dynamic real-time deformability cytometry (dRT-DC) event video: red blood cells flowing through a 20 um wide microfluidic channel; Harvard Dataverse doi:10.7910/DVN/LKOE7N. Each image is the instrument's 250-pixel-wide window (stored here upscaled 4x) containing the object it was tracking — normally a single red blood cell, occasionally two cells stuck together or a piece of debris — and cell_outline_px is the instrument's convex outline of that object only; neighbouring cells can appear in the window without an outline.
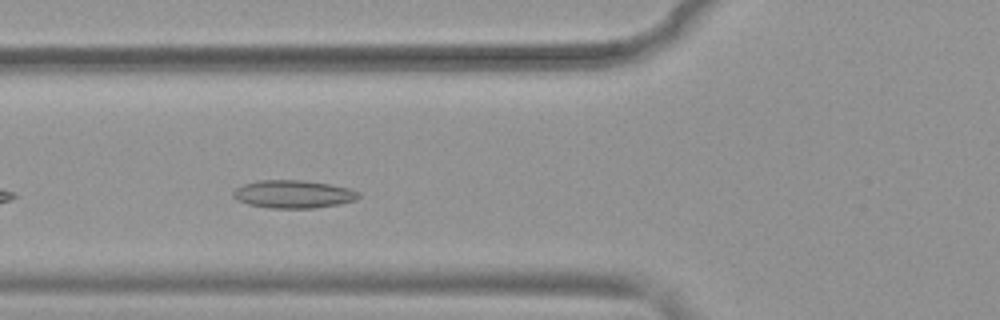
{"species": "common noctule bat (a hibernating species)", "species_latin": "Nyctalus noctula", "temperature_condition": "warm", "stored_images_in_passage": 35, "camera_frame_rate_fps": 3000, "um_per_image_px": 0.085, "animal": {"sex": "female", "body_mass_g": 19.9}, "frame": {"image": 1, "passage_image": 6, "time_ms": 1.667, "image_size_px": [1000, 320], "cell_outline_px": [[360, 196], [356, 200], [340, 204], [312, 208], [272, 208], [248, 204], [236, 200], [232, 196], [232, 192], [236, 188], [244, 184], [256, 180], [304, 180], [352, 188], [360, 192]], "centroid_in_image_um": [24.94, 16.5], "position_along_channel_um": 100.9, "area_um2": 20.58}}
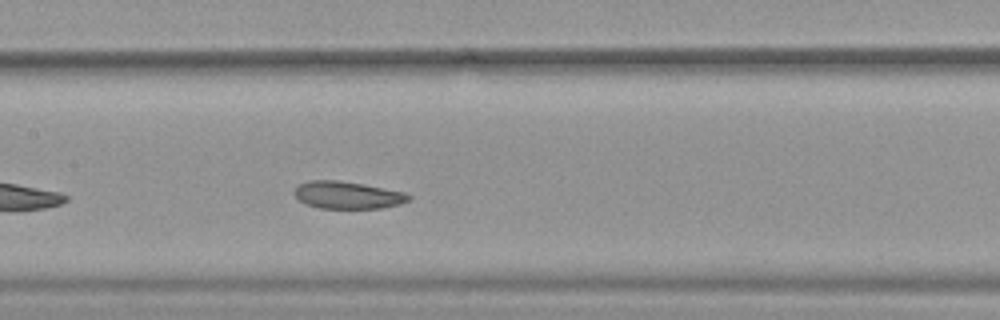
{"frame": {"image": 2, "passage_image": 12, "time_ms": 3.667, "image_size_px": [1000, 320], "cell_outline_px": [[412, 196], [408, 200], [400, 204], [380, 208], [320, 208], [304, 204], [292, 192], [300, 184], [308, 180], [336, 180], [364, 184], [404, 192]], "centroid_in_image_um": [29.52, 16.58], "position_along_channel_um": 177.9, "area_um2": 18.15}}
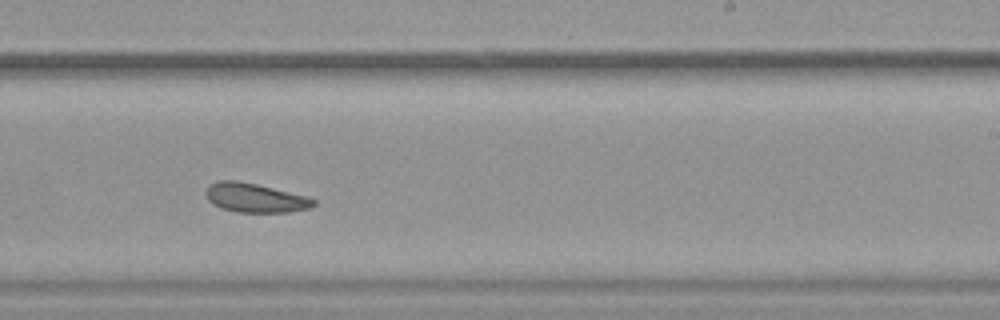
{"frame": {"image": 3, "passage_image": 19, "time_ms": 6.0, "image_size_px": [1000, 320], "cell_outline_px": [[316, 204], [308, 208], [292, 212], [236, 212], [220, 208], [212, 204], [208, 200], [204, 192], [208, 184], [216, 180], [236, 180], [256, 184], [308, 196], [316, 200]], "centroid_in_image_um": [21.64, 16.81], "position_along_channel_um": 267.4, "area_um2": 18.55}, "authors_computed_cell_mechanics": {"area_um2": 19.8254, "velocity_mm_per_s": 3.8451, "shape_relaxation_time_tau1_ms": 8.8011, "shape_relaxation_time_tau2_ms": 6.5607, "deformation_change_tau1": 0.1063, "deformation_change_tau2": 0.1428}}